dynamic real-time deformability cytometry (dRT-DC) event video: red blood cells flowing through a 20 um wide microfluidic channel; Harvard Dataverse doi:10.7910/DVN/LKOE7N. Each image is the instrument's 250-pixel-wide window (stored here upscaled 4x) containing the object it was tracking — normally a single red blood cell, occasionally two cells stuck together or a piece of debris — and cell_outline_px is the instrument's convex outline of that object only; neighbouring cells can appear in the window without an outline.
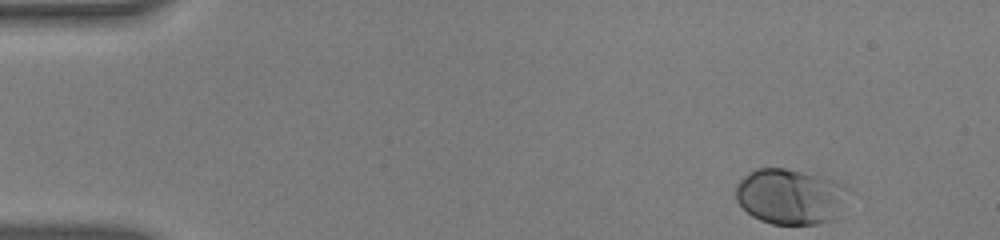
{"species": "human", "species_latin": "Homo sapiens", "temperature_condition": "warm", "stored_images_in_passage": 50, "camera_frame_rate_fps": 3000, "um_per_image_px": 0.085, "donor": {"sex": "male"}, "frame": {"image": 1, "passage_image": 1, "time_ms": 0.0, "image_size_px": [1000, 240], "cell_outline_px": [[848, 188], [832, 220], [816, 224], [772, 224], [760, 220], [752, 216], [736, 200], [736, 184], [748, 172], [756, 168], [784, 168], [820, 176], [836, 180], [844, 184]], "centroid_in_image_um": [67.1, 16.68], "position_along_channel_um": 17.9, "area_um2": 35.89}}
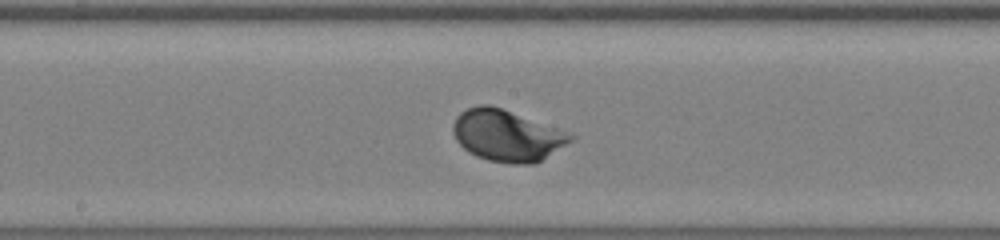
{"frame": {"image": 2, "passage_image": 25, "time_ms": 8.0, "image_size_px": [1000, 240], "cell_outline_px": [[576, 136], [572, 140], [540, 160], [532, 164], [512, 164], [488, 160], [476, 156], [468, 152], [456, 140], [452, 132], [452, 124], [456, 116], [460, 112], [468, 108], [480, 104], [488, 104], [500, 108], [556, 128]], "centroid_in_image_um": [43.02, 11.52], "position_along_channel_um": 205.2, "area_um2": 34.68}}
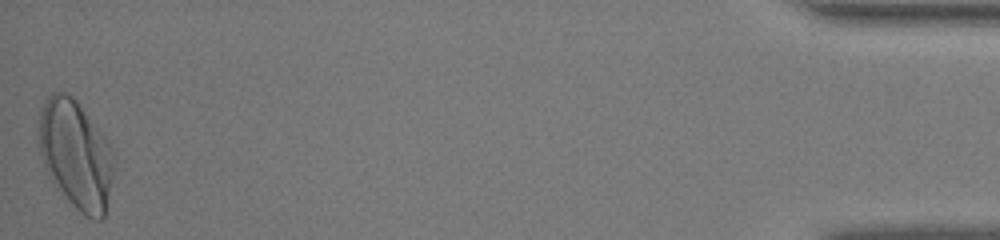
{"frame": {"image": 3, "passage_image": 50, "time_ms": 16.333, "image_size_px": [1000, 240], "cell_outline_px": [[112, 176], [104, 216], [100, 220], [96, 220], [84, 216], [68, 200], [48, 176], [40, 156], [40, 108], [48, 96], [52, 92], [68, 92], [76, 100], [108, 140], [112, 164]], "centroid_in_image_um": [6.42, 13.12], "position_along_channel_um": 428.8, "area_um2": 46.76}, "authors_computed_cell_mechanics": {"area_um2": 33.9286, "velocity_mm_per_s": 3.7972, "shape_relaxation_time_tau1_ms": 1.9673, "shape_relaxation_time_tau2_ms": null, "deformation_change_tau1": 0.1372, "deformation_change_tau2": null}}